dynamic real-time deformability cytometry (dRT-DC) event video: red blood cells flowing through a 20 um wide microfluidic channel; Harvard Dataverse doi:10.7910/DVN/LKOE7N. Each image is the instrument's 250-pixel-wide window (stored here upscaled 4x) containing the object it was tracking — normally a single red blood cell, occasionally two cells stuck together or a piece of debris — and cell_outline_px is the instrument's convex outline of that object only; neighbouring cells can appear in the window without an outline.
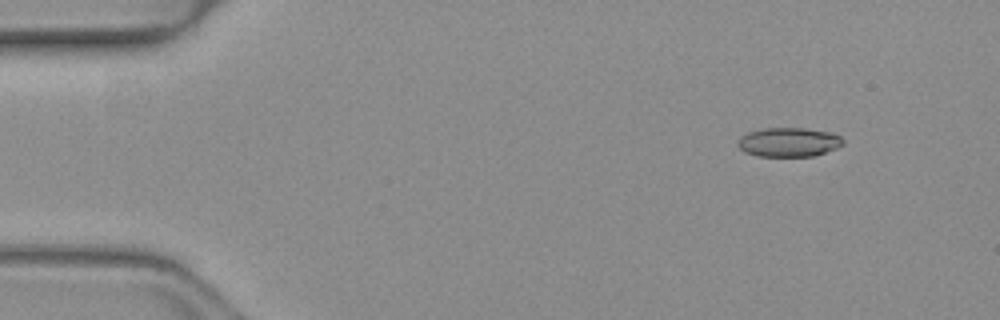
{"species": "common noctule bat (a hibernating species)", "species_latin": "Nyctalus noctula", "temperature_condition": "warm", "stored_images_in_passage": 10, "camera_frame_rate_fps": 3000, "um_per_image_px": 0.085, "animal": {"sex": "female", "body_mass_g": 19.3, "forearm_length_mm": 54.1}, "frame": {"image": 1, "passage_image": 2, "time_ms": 0.333, "image_size_px": [1000, 320], "cell_outline_px": [[844, 144], [836, 148], [812, 156], [756, 156], [744, 152], [736, 144], [740, 136], [748, 132], [760, 128], [804, 128], [832, 132], [840, 136], [844, 140]], "centroid_in_image_um": [67.02, 12.07], "position_along_channel_um": 18.0, "area_um2": 18.03}}